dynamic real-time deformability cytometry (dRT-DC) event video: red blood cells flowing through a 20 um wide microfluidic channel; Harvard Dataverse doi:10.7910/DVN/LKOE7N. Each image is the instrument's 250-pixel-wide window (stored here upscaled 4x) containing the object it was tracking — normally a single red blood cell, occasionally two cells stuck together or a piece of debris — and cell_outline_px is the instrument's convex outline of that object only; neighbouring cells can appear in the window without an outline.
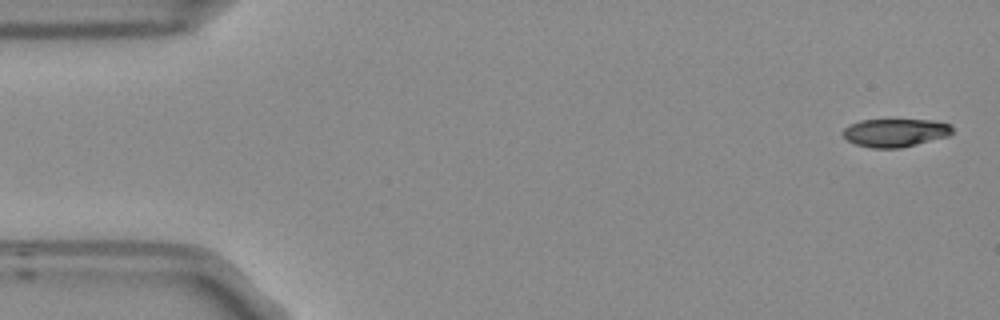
{"species": "Egyptian fruit bat (a non-hibernating species)", "species_latin": "Rousettus aegyptiacus", "temperature_condition": "room temperature", "stored_images_in_passage": 5, "camera_frame_rate_fps": 3000, "um_per_image_px": 0.085, "frame": {"image": 1, "passage_image": 1, "time_ms": 0.0, "image_size_px": [1000, 320], "cell_outline_px": [[952, 132], [948, 136], [900, 148], [872, 148], [856, 144], [848, 140], [840, 132], [848, 124], [860, 120], [936, 120], [952, 124]], "centroid_in_image_um": [76.08, 11.27], "position_along_channel_um": 8.9, "area_um2": 18.03}}